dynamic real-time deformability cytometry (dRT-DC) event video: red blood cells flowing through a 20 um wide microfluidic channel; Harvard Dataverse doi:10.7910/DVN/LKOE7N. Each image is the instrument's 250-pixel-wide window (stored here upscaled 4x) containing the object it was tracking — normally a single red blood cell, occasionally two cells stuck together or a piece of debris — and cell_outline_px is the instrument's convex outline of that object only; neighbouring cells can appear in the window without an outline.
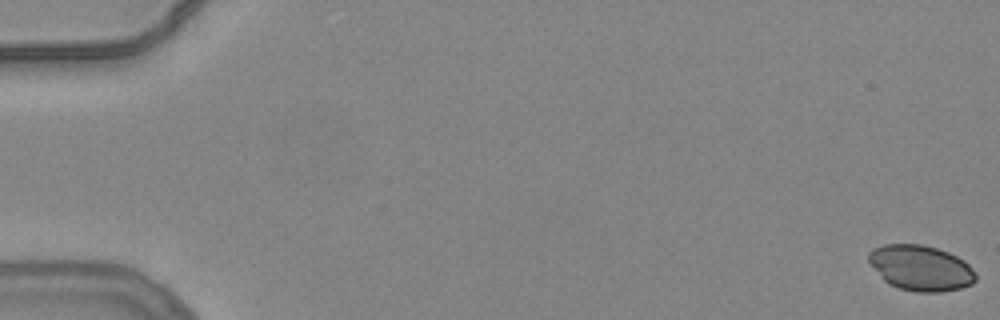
{"species": "common noctule bat (a hibernating species)", "species_latin": "Nyctalus noctula", "temperature_condition": "warm", "stored_images_in_passage": 55, "camera_frame_rate_fps": 3000, "um_per_image_px": 0.085, "animal": {"sex": "female", "body_mass_g": 24.6, "forearm_length_mm": 56.2}, "frame": {"image": 1, "passage_image": 1, "time_ms": 0.0, "image_size_px": [1000, 320], "cell_outline_px": [[976, 280], [972, 284], [960, 288], [940, 292], [916, 292], [900, 288], [888, 284], [880, 276], [868, 260], [868, 252], [872, 248], [884, 244], [920, 244], [936, 248], [948, 252], [964, 260], [968, 264], [976, 276]], "centroid_in_image_um": [78.24, 22.77], "position_along_channel_um": 6.8, "area_um2": 28.32}}
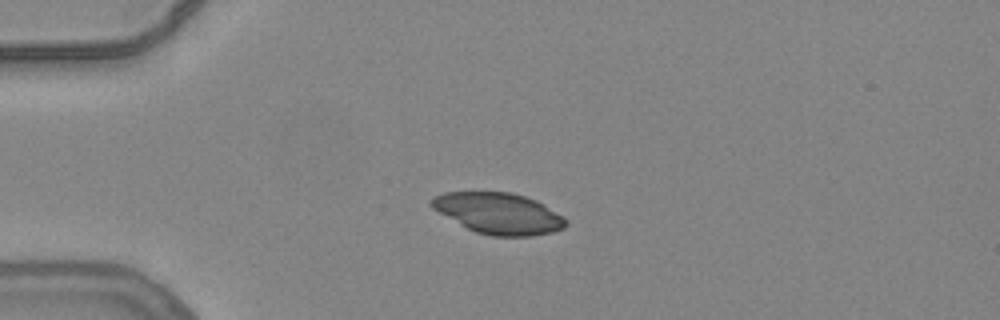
{"frame": {"image": 2, "passage_image": 15, "time_ms": 4.667, "image_size_px": [1000, 320], "cell_outline_px": [[568, 224], [564, 228], [552, 232], [532, 236], [492, 236], [476, 232], [460, 224], [432, 208], [432, 200], [436, 196], [444, 192], [512, 192], [536, 200], [544, 204], [568, 220]], "centroid_in_image_um": [42.43, 18.14], "position_along_channel_um": 42.6, "area_um2": 31.91}}